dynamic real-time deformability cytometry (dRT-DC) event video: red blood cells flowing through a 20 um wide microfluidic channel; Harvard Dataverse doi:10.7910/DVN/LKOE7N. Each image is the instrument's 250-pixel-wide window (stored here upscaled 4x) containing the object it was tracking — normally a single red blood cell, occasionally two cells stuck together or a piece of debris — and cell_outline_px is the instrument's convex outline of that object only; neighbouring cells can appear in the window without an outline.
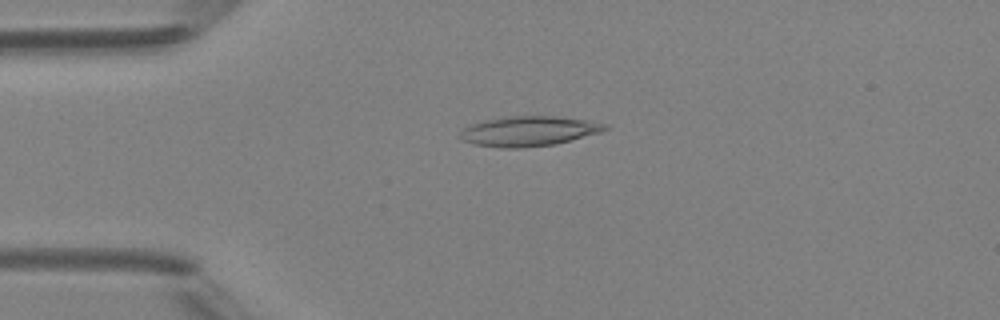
{"species": "Egyptian fruit bat (a non-hibernating species)", "species_latin": "Rousettus aegyptiacus", "temperature_condition": "room temperature", "stored_images_in_passage": 6, "camera_frame_rate_fps": 3000, "um_per_image_px": 0.085, "animal": {"sex": "female"}, "frame": {"image": 1, "passage_image": 3, "time_ms": 3.0, "image_size_px": [1000, 320], "cell_outline_px": [[608, 128], [600, 132], [556, 144], [520, 148], [500, 148], [472, 144], [460, 140], [460, 132], [464, 128], [472, 124], [484, 120], [504, 116], [552, 116], [584, 120], [608, 124]], "centroid_in_image_um": [44.89, 11.15], "position_along_channel_um": 40.1, "area_um2": 25.26}}
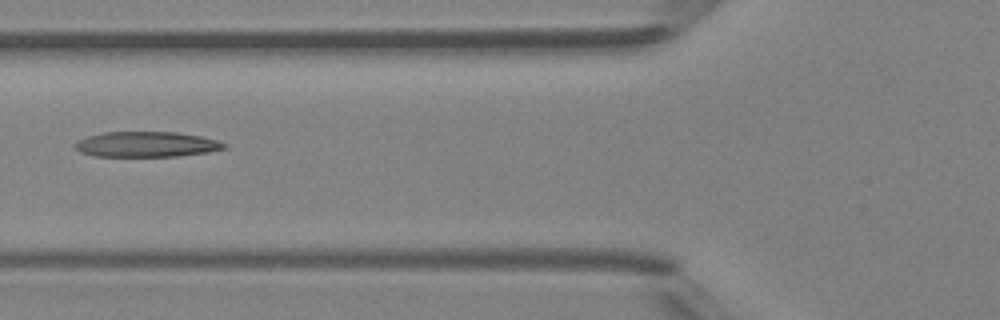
{"frame": {"image": 2, "passage_image": 5, "time_ms": 5.333, "image_size_px": [1000, 320], "cell_outline_px": [[228, 148], [208, 152], [180, 156], [92, 156], [80, 152], [72, 144], [88, 136], [104, 132], [176, 132], [200, 136], [216, 140], [228, 144]], "centroid_in_image_um": [12.47, 12.27], "position_along_channel_um": 113.3, "area_um2": 22.08}}
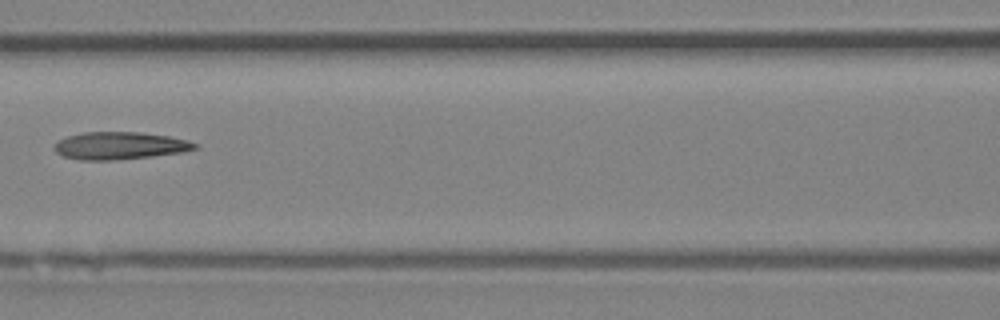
{"frame": {"image": 3, "passage_image": 6, "time_ms": 6.333, "image_size_px": [1000, 320], "cell_outline_px": [[200, 144], [196, 148], [180, 152], [152, 156], [112, 160], [80, 160], [64, 156], [56, 152], [52, 148], [60, 140], [68, 136], [84, 132], [140, 132], [168, 136], [188, 140]], "centroid_in_image_um": [10.18, 12.38], "position_along_channel_um": 156.4, "area_um2": 22.31}}